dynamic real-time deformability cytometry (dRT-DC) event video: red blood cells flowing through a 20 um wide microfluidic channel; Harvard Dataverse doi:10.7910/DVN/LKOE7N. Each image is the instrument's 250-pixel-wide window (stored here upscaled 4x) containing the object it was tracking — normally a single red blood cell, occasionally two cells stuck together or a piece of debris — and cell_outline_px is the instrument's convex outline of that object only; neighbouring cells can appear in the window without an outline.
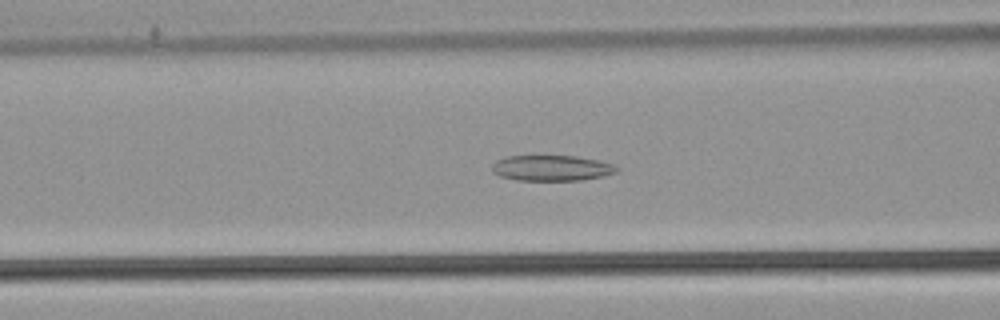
{"species": "common noctule bat (a hibernating species)", "species_latin": "Nyctalus noctula", "temperature_condition": "warm", "stored_images_in_passage": 52, "camera_frame_rate_fps": 3000, "um_per_image_px": 0.085, "animal": {"sex": "male", "body_mass_g": 21.5, "forearm_length_mm": 52.0}, "frame": {"image": 1, "passage_image": 22, "time_ms": 7.0, "image_size_px": [1000, 320], "cell_outline_px": [[620, 168], [616, 172], [604, 176], [580, 180], [516, 180], [500, 176], [492, 172], [492, 164], [496, 160], [508, 156], [576, 156], [600, 160], [612, 164]], "centroid_in_image_um": [46.89, 14.28], "position_along_channel_um": 119.7, "area_um2": 18.67}}
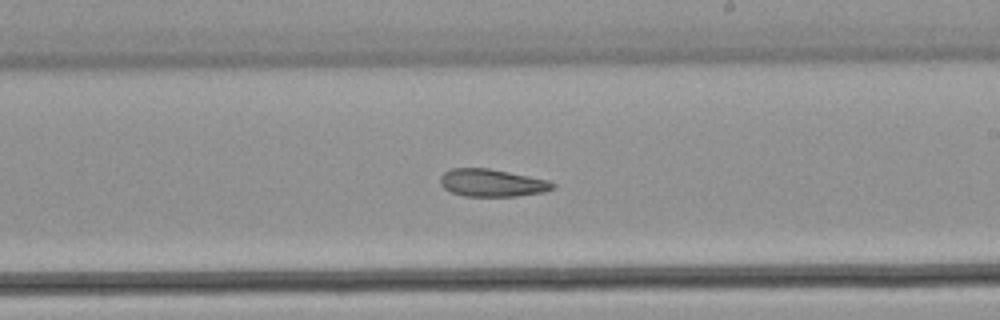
{"frame": {"image": 2, "passage_image": 32, "time_ms": 10.333, "image_size_px": [1000, 320], "cell_outline_px": [[556, 188], [544, 192], [516, 196], [464, 196], [452, 192], [444, 188], [440, 184], [440, 176], [444, 172], [452, 168], [488, 168], [548, 180], [556, 184]], "centroid_in_image_um": [41.82, 15.54], "position_along_channel_um": 247.2, "area_um2": 18.03}}
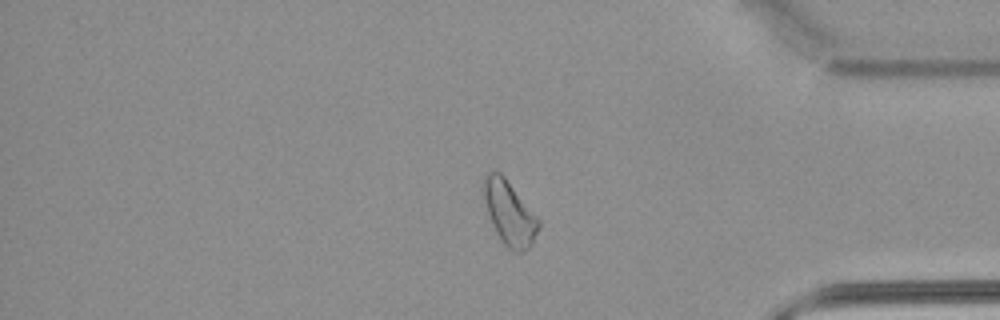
{"frame": {"image": 3, "passage_image": 45, "time_ms": 14.667, "image_size_px": [1000, 320], "cell_outline_px": [[540, 224], [532, 244], [524, 252], [512, 252], [500, 240], [492, 224], [488, 212], [484, 196], [484, 176], [488, 172], [500, 172], [504, 176], [540, 220]], "centroid_in_image_um": [43.32, 18.14], "position_along_channel_um": 391.9, "area_um2": 20.17}}